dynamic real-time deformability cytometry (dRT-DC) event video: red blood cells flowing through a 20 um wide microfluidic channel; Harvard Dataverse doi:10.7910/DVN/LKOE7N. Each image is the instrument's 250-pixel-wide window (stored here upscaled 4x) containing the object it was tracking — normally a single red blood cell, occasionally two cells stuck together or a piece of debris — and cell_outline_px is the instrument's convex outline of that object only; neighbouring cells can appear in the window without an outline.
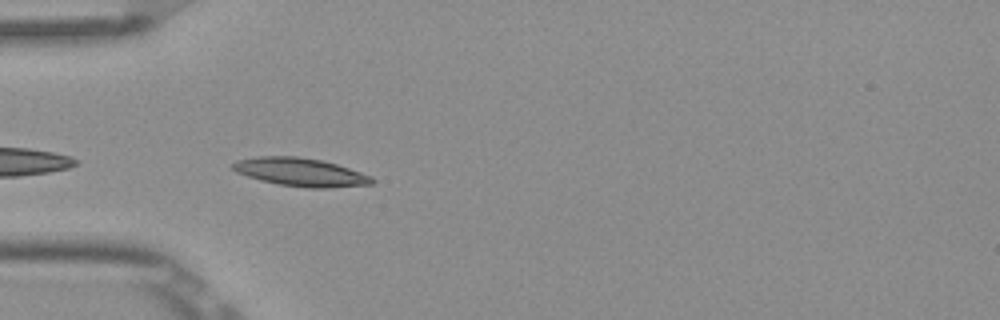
{"species": "Egyptian fruit bat (a non-hibernating species)", "species_latin": "Rousettus aegyptiacus", "temperature_condition": "room temperature", "stored_images_in_passage": 5, "camera_frame_rate_fps": 3000, "um_per_image_px": 0.085, "frame": {"image": 1, "passage_image": 5, "time_ms": 1.333, "image_size_px": [1000, 320], "cell_outline_px": [[376, 180], [372, 184], [328, 188], [304, 188], [280, 184], [260, 180], [236, 172], [232, 168], [232, 164], [236, 160], [256, 156], [296, 156], [320, 160], [336, 164], [372, 176]], "centroid_in_image_um": [25.54, 14.63], "position_along_channel_um": 59.5, "area_um2": 22.89}}